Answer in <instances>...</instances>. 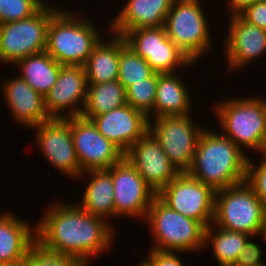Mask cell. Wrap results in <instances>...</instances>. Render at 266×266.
<instances>
[{
  "instance_id": "obj_10",
  "label": "cell",
  "mask_w": 266,
  "mask_h": 266,
  "mask_svg": "<svg viewBox=\"0 0 266 266\" xmlns=\"http://www.w3.org/2000/svg\"><path fill=\"white\" fill-rule=\"evenodd\" d=\"M157 197L169 208L200 222L205 228L213 223L215 191L187 173H180L157 193Z\"/></svg>"
},
{
  "instance_id": "obj_13",
  "label": "cell",
  "mask_w": 266,
  "mask_h": 266,
  "mask_svg": "<svg viewBox=\"0 0 266 266\" xmlns=\"http://www.w3.org/2000/svg\"><path fill=\"white\" fill-rule=\"evenodd\" d=\"M114 186L115 217L146 218L156 192L125 158L107 170Z\"/></svg>"
},
{
  "instance_id": "obj_38",
  "label": "cell",
  "mask_w": 266,
  "mask_h": 266,
  "mask_svg": "<svg viewBox=\"0 0 266 266\" xmlns=\"http://www.w3.org/2000/svg\"><path fill=\"white\" fill-rule=\"evenodd\" d=\"M262 237L265 238L264 240H266V220H265V224H264V227H263V232H262Z\"/></svg>"
},
{
  "instance_id": "obj_26",
  "label": "cell",
  "mask_w": 266,
  "mask_h": 266,
  "mask_svg": "<svg viewBox=\"0 0 266 266\" xmlns=\"http://www.w3.org/2000/svg\"><path fill=\"white\" fill-rule=\"evenodd\" d=\"M127 104L126 89L117 80L101 84H88L86 102L81 114L91 120L93 117L107 113Z\"/></svg>"
},
{
  "instance_id": "obj_32",
  "label": "cell",
  "mask_w": 266,
  "mask_h": 266,
  "mask_svg": "<svg viewBox=\"0 0 266 266\" xmlns=\"http://www.w3.org/2000/svg\"><path fill=\"white\" fill-rule=\"evenodd\" d=\"M250 157L247 164L246 182L254 190L255 194L261 199L266 209V154L259 166H256ZM256 166V167H255Z\"/></svg>"
},
{
  "instance_id": "obj_33",
  "label": "cell",
  "mask_w": 266,
  "mask_h": 266,
  "mask_svg": "<svg viewBox=\"0 0 266 266\" xmlns=\"http://www.w3.org/2000/svg\"><path fill=\"white\" fill-rule=\"evenodd\" d=\"M245 21L266 30V0H260L239 14Z\"/></svg>"
},
{
  "instance_id": "obj_25",
  "label": "cell",
  "mask_w": 266,
  "mask_h": 266,
  "mask_svg": "<svg viewBox=\"0 0 266 266\" xmlns=\"http://www.w3.org/2000/svg\"><path fill=\"white\" fill-rule=\"evenodd\" d=\"M15 64L21 66L19 77L44 97L56 83L62 66L46 51L27 56Z\"/></svg>"
},
{
  "instance_id": "obj_17",
  "label": "cell",
  "mask_w": 266,
  "mask_h": 266,
  "mask_svg": "<svg viewBox=\"0 0 266 266\" xmlns=\"http://www.w3.org/2000/svg\"><path fill=\"white\" fill-rule=\"evenodd\" d=\"M98 131L123 153L148 131V117L128 104L93 117Z\"/></svg>"
},
{
  "instance_id": "obj_9",
  "label": "cell",
  "mask_w": 266,
  "mask_h": 266,
  "mask_svg": "<svg viewBox=\"0 0 266 266\" xmlns=\"http://www.w3.org/2000/svg\"><path fill=\"white\" fill-rule=\"evenodd\" d=\"M148 121V131L161 145L169 162L179 173H186L195 155L197 143L204 128L193 125L192 118L185 116H162Z\"/></svg>"
},
{
  "instance_id": "obj_29",
  "label": "cell",
  "mask_w": 266,
  "mask_h": 266,
  "mask_svg": "<svg viewBox=\"0 0 266 266\" xmlns=\"http://www.w3.org/2000/svg\"><path fill=\"white\" fill-rule=\"evenodd\" d=\"M158 73L155 72L144 82L133 83L126 89L127 104L134 109L143 112L150 121L156 98Z\"/></svg>"
},
{
  "instance_id": "obj_40",
  "label": "cell",
  "mask_w": 266,
  "mask_h": 266,
  "mask_svg": "<svg viewBox=\"0 0 266 266\" xmlns=\"http://www.w3.org/2000/svg\"><path fill=\"white\" fill-rule=\"evenodd\" d=\"M229 266H251V265H240V264H233V265H229ZM259 266H265V265H259Z\"/></svg>"
},
{
  "instance_id": "obj_12",
  "label": "cell",
  "mask_w": 266,
  "mask_h": 266,
  "mask_svg": "<svg viewBox=\"0 0 266 266\" xmlns=\"http://www.w3.org/2000/svg\"><path fill=\"white\" fill-rule=\"evenodd\" d=\"M71 129L81 172L108 170L124 158V153L105 138L92 120L82 116L65 118Z\"/></svg>"
},
{
  "instance_id": "obj_5",
  "label": "cell",
  "mask_w": 266,
  "mask_h": 266,
  "mask_svg": "<svg viewBox=\"0 0 266 266\" xmlns=\"http://www.w3.org/2000/svg\"><path fill=\"white\" fill-rule=\"evenodd\" d=\"M265 220L266 209L246 181L215 192L213 227L262 236Z\"/></svg>"
},
{
  "instance_id": "obj_1",
  "label": "cell",
  "mask_w": 266,
  "mask_h": 266,
  "mask_svg": "<svg viewBox=\"0 0 266 266\" xmlns=\"http://www.w3.org/2000/svg\"><path fill=\"white\" fill-rule=\"evenodd\" d=\"M105 219L89 214L77 204H56L36 228V242L47 251L69 255L86 266L92 256L112 245L113 231Z\"/></svg>"
},
{
  "instance_id": "obj_36",
  "label": "cell",
  "mask_w": 266,
  "mask_h": 266,
  "mask_svg": "<svg viewBox=\"0 0 266 266\" xmlns=\"http://www.w3.org/2000/svg\"><path fill=\"white\" fill-rule=\"evenodd\" d=\"M260 1V0H229L230 11L233 15H239L242 13L247 7L252 5L253 3Z\"/></svg>"
},
{
  "instance_id": "obj_27",
  "label": "cell",
  "mask_w": 266,
  "mask_h": 266,
  "mask_svg": "<svg viewBox=\"0 0 266 266\" xmlns=\"http://www.w3.org/2000/svg\"><path fill=\"white\" fill-rule=\"evenodd\" d=\"M216 230L217 232L213 234V223L205 228V247L206 244L211 243L212 251L220 266L236 264L241 251L251 236L246 233L230 231L220 227H217Z\"/></svg>"
},
{
  "instance_id": "obj_39",
  "label": "cell",
  "mask_w": 266,
  "mask_h": 266,
  "mask_svg": "<svg viewBox=\"0 0 266 266\" xmlns=\"http://www.w3.org/2000/svg\"><path fill=\"white\" fill-rule=\"evenodd\" d=\"M139 266H151L145 259L140 262Z\"/></svg>"
},
{
  "instance_id": "obj_6",
  "label": "cell",
  "mask_w": 266,
  "mask_h": 266,
  "mask_svg": "<svg viewBox=\"0 0 266 266\" xmlns=\"http://www.w3.org/2000/svg\"><path fill=\"white\" fill-rule=\"evenodd\" d=\"M145 219L154 235L155 246L151 249L198 252L205 247V227L169 208L157 196L153 199Z\"/></svg>"
},
{
  "instance_id": "obj_19",
  "label": "cell",
  "mask_w": 266,
  "mask_h": 266,
  "mask_svg": "<svg viewBox=\"0 0 266 266\" xmlns=\"http://www.w3.org/2000/svg\"><path fill=\"white\" fill-rule=\"evenodd\" d=\"M4 99L16 122L32 128L52 119L45 107L44 96L19 76L3 84Z\"/></svg>"
},
{
  "instance_id": "obj_28",
  "label": "cell",
  "mask_w": 266,
  "mask_h": 266,
  "mask_svg": "<svg viewBox=\"0 0 266 266\" xmlns=\"http://www.w3.org/2000/svg\"><path fill=\"white\" fill-rule=\"evenodd\" d=\"M155 71L141 56L129 47L121 36V51L119 52L118 81L127 89L133 83L144 82Z\"/></svg>"
},
{
  "instance_id": "obj_8",
  "label": "cell",
  "mask_w": 266,
  "mask_h": 266,
  "mask_svg": "<svg viewBox=\"0 0 266 266\" xmlns=\"http://www.w3.org/2000/svg\"><path fill=\"white\" fill-rule=\"evenodd\" d=\"M58 9L46 4L33 16L0 24V61L13 64L46 50L47 29Z\"/></svg>"
},
{
  "instance_id": "obj_16",
  "label": "cell",
  "mask_w": 266,
  "mask_h": 266,
  "mask_svg": "<svg viewBox=\"0 0 266 266\" xmlns=\"http://www.w3.org/2000/svg\"><path fill=\"white\" fill-rule=\"evenodd\" d=\"M87 86L83 65H62L56 83L44 97L49 116L59 119L81 116L86 102ZM77 103L82 106H76ZM67 108L71 109L68 114L63 113Z\"/></svg>"
},
{
  "instance_id": "obj_3",
  "label": "cell",
  "mask_w": 266,
  "mask_h": 266,
  "mask_svg": "<svg viewBox=\"0 0 266 266\" xmlns=\"http://www.w3.org/2000/svg\"><path fill=\"white\" fill-rule=\"evenodd\" d=\"M58 9L47 29L46 52L61 65H84L101 35L95 24Z\"/></svg>"
},
{
  "instance_id": "obj_7",
  "label": "cell",
  "mask_w": 266,
  "mask_h": 266,
  "mask_svg": "<svg viewBox=\"0 0 266 266\" xmlns=\"http://www.w3.org/2000/svg\"><path fill=\"white\" fill-rule=\"evenodd\" d=\"M201 7L200 0H174L164 23L168 38L194 63L213 44Z\"/></svg>"
},
{
  "instance_id": "obj_14",
  "label": "cell",
  "mask_w": 266,
  "mask_h": 266,
  "mask_svg": "<svg viewBox=\"0 0 266 266\" xmlns=\"http://www.w3.org/2000/svg\"><path fill=\"white\" fill-rule=\"evenodd\" d=\"M124 158L156 194L180 174L149 131L129 147Z\"/></svg>"
},
{
  "instance_id": "obj_15",
  "label": "cell",
  "mask_w": 266,
  "mask_h": 266,
  "mask_svg": "<svg viewBox=\"0 0 266 266\" xmlns=\"http://www.w3.org/2000/svg\"><path fill=\"white\" fill-rule=\"evenodd\" d=\"M36 128V143L46 159L60 172L79 178L81 170L76 155L69 122L63 118H52Z\"/></svg>"
},
{
  "instance_id": "obj_2",
  "label": "cell",
  "mask_w": 266,
  "mask_h": 266,
  "mask_svg": "<svg viewBox=\"0 0 266 266\" xmlns=\"http://www.w3.org/2000/svg\"><path fill=\"white\" fill-rule=\"evenodd\" d=\"M248 158L227 136L204 129L186 173L216 192L246 181Z\"/></svg>"
},
{
  "instance_id": "obj_37",
  "label": "cell",
  "mask_w": 266,
  "mask_h": 266,
  "mask_svg": "<svg viewBox=\"0 0 266 266\" xmlns=\"http://www.w3.org/2000/svg\"><path fill=\"white\" fill-rule=\"evenodd\" d=\"M0 266H24V259L14 263H8Z\"/></svg>"
},
{
  "instance_id": "obj_23",
  "label": "cell",
  "mask_w": 266,
  "mask_h": 266,
  "mask_svg": "<svg viewBox=\"0 0 266 266\" xmlns=\"http://www.w3.org/2000/svg\"><path fill=\"white\" fill-rule=\"evenodd\" d=\"M111 38L104 42L100 39L84 63L87 84H101L118 79L121 35L114 34Z\"/></svg>"
},
{
  "instance_id": "obj_18",
  "label": "cell",
  "mask_w": 266,
  "mask_h": 266,
  "mask_svg": "<svg viewBox=\"0 0 266 266\" xmlns=\"http://www.w3.org/2000/svg\"><path fill=\"white\" fill-rule=\"evenodd\" d=\"M225 55L228 67L234 70L266 51V30L245 21L240 15H231Z\"/></svg>"
},
{
  "instance_id": "obj_22",
  "label": "cell",
  "mask_w": 266,
  "mask_h": 266,
  "mask_svg": "<svg viewBox=\"0 0 266 266\" xmlns=\"http://www.w3.org/2000/svg\"><path fill=\"white\" fill-rule=\"evenodd\" d=\"M186 88L178 73H158L153 117L191 114L190 95Z\"/></svg>"
},
{
  "instance_id": "obj_20",
  "label": "cell",
  "mask_w": 266,
  "mask_h": 266,
  "mask_svg": "<svg viewBox=\"0 0 266 266\" xmlns=\"http://www.w3.org/2000/svg\"><path fill=\"white\" fill-rule=\"evenodd\" d=\"M174 0H128L112 21L110 32L123 36L128 30L164 26Z\"/></svg>"
},
{
  "instance_id": "obj_21",
  "label": "cell",
  "mask_w": 266,
  "mask_h": 266,
  "mask_svg": "<svg viewBox=\"0 0 266 266\" xmlns=\"http://www.w3.org/2000/svg\"><path fill=\"white\" fill-rule=\"evenodd\" d=\"M35 243L36 229L28 221L9 212L0 215V265L23 260Z\"/></svg>"
},
{
  "instance_id": "obj_24",
  "label": "cell",
  "mask_w": 266,
  "mask_h": 266,
  "mask_svg": "<svg viewBox=\"0 0 266 266\" xmlns=\"http://www.w3.org/2000/svg\"><path fill=\"white\" fill-rule=\"evenodd\" d=\"M83 174H90L91 180L85 188L82 201L76 204L94 216L103 219L114 217V186L111 174L107 170H90L81 173Z\"/></svg>"
},
{
  "instance_id": "obj_34",
  "label": "cell",
  "mask_w": 266,
  "mask_h": 266,
  "mask_svg": "<svg viewBox=\"0 0 266 266\" xmlns=\"http://www.w3.org/2000/svg\"><path fill=\"white\" fill-rule=\"evenodd\" d=\"M177 252L174 251H160L150 249L149 256L146 261L151 266H184Z\"/></svg>"
},
{
  "instance_id": "obj_30",
  "label": "cell",
  "mask_w": 266,
  "mask_h": 266,
  "mask_svg": "<svg viewBox=\"0 0 266 266\" xmlns=\"http://www.w3.org/2000/svg\"><path fill=\"white\" fill-rule=\"evenodd\" d=\"M24 266H86L81 260L64 254L47 251L37 242L24 258Z\"/></svg>"
},
{
  "instance_id": "obj_35",
  "label": "cell",
  "mask_w": 266,
  "mask_h": 266,
  "mask_svg": "<svg viewBox=\"0 0 266 266\" xmlns=\"http://www.w3.org/2000/svg\"><path fill=\"white\" fill-rule=\"evenodd\" d=\"M262 253V249L259 245H257V243L248 240L241 251L236 264L251 266L265 265L263 261H261Z\"/></svg>"
},
{
  "instance_id": "obj_31",
  "label": "cell",
  "mask_w": 266,
  "mask_h": 266,
  "mask_svg": "<svg viewBox=\"0 0 266 266\" xmlns=\"http://www.w3.org/2000/svg\"><path fill=\"white\" fill-rule=\"evenodd\" d=\"M45 4L43 0H0V24L27 19Z\"/></svg>"
},
{
  "instance_id": "obj_4",
  "label": "cell",
  "mask_w": 266,
  "mask_h": 266,
  "mask_svg": "<svg viewBox=\"0 0 266 266\" xmlns=\"http://www.w3.org/2000/svg\"><path fill=\"white\" fill-rule=\"evenodd\" d=\"M218 104V105H217ZM216 112L223 135L241 150L248 147L266 154V100L265 98H235L220 101Z\"/></svg>"
},
{
  "instance_id": "obj_11",
  "label": "cell",
  "mask_w": 266,
  "mask_h": 266,
  "mask_svg": "<svg viewBox=\"0 0 266 266\" xmlns=\"http://www.w3.org/2000/svg\"><path fill=\"white\" fill-rule=\"evenodd\" d=\"M123 37L126 44L157 73H173L179 70L177 67L195 64L168 38L164 26L128 30Z\"/></svg>"
}]
</instances>
